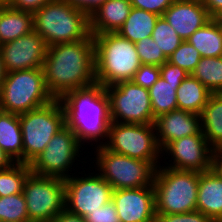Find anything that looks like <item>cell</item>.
Wrapping results in <instances>:
<instances>
[{
    "label": "cell",
    "mask_w": 222,
    "mask_h": 222,
    "mask_svg": "<svg viewBox=\"0 0 222 222\" xmlns=\"http://www.w3.org/2000/svg\"><path fill=\"white\" fill-rule=\"evenodd\" d=\"M45 84L54 99L96 83L93 35L87 39L47 46L43 63Z\"/></svg>",
    "instance_id": "6da1fadb"
},
{
    "label": "cell",
    "mask_w": 222,
    "mask_h": 222,
    "mask_svg": "<svg viewBox=\"0 0 222 222\" xmlns=\"http://www.w3.org/2000/svg\"><path fill=\"white\" fill-rule=\"evenodd\" d=\"M60 100L65 109L66 124L72 128L80 144L83 147L85 143L103 146L111 123L109 98L104 87L95 83L72 90Z\"/></svg>",
    "instance_id": "7a4b0ae2"
},
{
    "label": "cell",
    "mask_w": 222,
    "mask_h": 222,
    "mask_svg": "<svg viewBox=\"0 0 222 222\" xmlns=\"http://www.w3.org/2000/svg\"><path fill=\"white\" fill-rule=\"evenodd\" d=\"M96 83L104 88L131 81L141 66L135 43L116 33L93 36Z\"/></svg>",
    "instance_id": "3957f363"
},
{
    "label": "cell",
    "mask_w": 222,
    "mask_h": 222,
    "mask_svg": "<svg viewBox=\"0 0 222 222\" xmlns=\"http://www.w3.org/2000/svg\"><path fill=\"white\" fill-rule=\"evenodd\" d=\"M33 15L34 30L47 46L80 41L91 35L89 16L65 0H52Z\"/></svg>",
    "instance_id": "277c9868"
},
{
    "label": "cell",
    "mask_w": 222,
    "mask_h": 222,
    "mask_svg": "<svg viewBox=\"0 0 222 222\" xmlns=\"http://www.w3.org/2000/svg\"><path fill=\"white\" fill-rule=\"evenodd\" d=\"M199 172L159 166L153 187L156 214H176L196 211Z\"/></svg>",
    "instance_id": "5b68a950"
},
{
    "label": "cell",
    "mask_w": 222,
    "mask_h": 222,
    "mask_svg": "<svg viewBox=\"0 0 222 222\" xmlns=\"http://www.w3.org/2000/svg\"><path fill=\"white\" fill-rule=\"evenodd\" d=\"M96 157L91 159L95 171L106 180L113 190L153 186L160 161H142L114 153L104 146L94 147ZM96 165V166H95ZM97 169V170H96Z\"/></svg>",
    "instance_id": "8992f818"
},
{
    "label": "cell",
    "mask_w": 222,
    "mask_h": 222,
    "mask_svg": "<svg viewBox=\"0 0 222 222\" xmlns=\"http://www.w3.org/2000/svg\"><path fill=\"white\" fill-rule=\"evenodd\" d=\"M43 68H32L6 73L0 89V110L22 114L50 104Z\"/></svg>",
    "instance_id": "52a82bcc"
},
{
    "label": "cell",
    "mask_w": 222,
    "mask_h": 222,
    "mask_svg": "<svg viewBox=\"0 0 222 222\" xmlns=\"http://www.w3.org/2000/svg\"><path fill=\"white\" fill-rule=\"evenodd\" d=\"M23 141V163L31 164L41 154L52 137L66 124V113L60 99L19 114Z\"/></svg>",
    "instance_id": "ba28073f"
},
{
    "label": "cell",
    "mask_w": 222,
    "mask_h": 222,
    "mask_svg": "<svg viewBox=\"0 0 222 222\" xmlns=\"http://www.w3.org/2000/svg\"><path fill=\"white\" fill-rule=\"evenodd\" d=\"M103 146L114 153L142 161H160L162 158L154 124L111 122Z\"/></svg>",
    "instance_id": "9c48e42d"
},
{
    "label": "cell",
    "mask_w": 222,
    "mask_h": 222,
    "mask_svg": "<svg viewBox=\"0 0 222 222\" xmlns=\"http://www.w3.org/2000/svg\"><path fill=\"white\" fill-rule=\"evenodd\" d=\"M29 222H51L65 209V181L54 176L30 173L24 183Z\"/></svg>",
    "instance_id": "30bf717a"
},
{
    "label": "cell",
    "mask_w": 222,
    "mask_h": 222,
    "mask_svg": "<svg viewBox=\"0 0 222 222\" xmlns=\"http://www.w3.org/2000/svg\"><path fill=\"white\" fill-rule=\"evenodd\" d=\"M110 107L111 122L154 124L149 89L122 81L104 88Z\"/></svg>",
    "instance_id": "8fae6325"
},
{
    "label": "cell",
    "mask_w": 222,
    "mask_h": 222,
    "mask_svg": "<svg viewBox=\"0 0 222 222\" xmlns=\"http://www.w3.org/2000/svg\"><path fill=\"white\" fill-rule=\"evenodd\" d=\"M81 147L72 128L66 125L52 137L45 150L30 164L31 172L66 179L71 176L70 174H75L69 171L76 170L72 167H75L77 157L80 159V155L83 154L84 148Z\"/></svg>",
    "instance_id": "7c38bea8"
},
{
    "label": "cell",
    "mask_w": 222,
    "mask_h": 222,
    "mask_svg": "<svg viewBox=\"0 0 222 222\" xmlns=\"http://www.w3.org/2000/svg\"><path fill=\"white\" fill-rule=\"evenodd\" d=\"M78 172L64 179L65 181V208L81 217L94 212L112 200V187L98 173ZM79 174H84V176ZM94 174V175H93Z\"/></svg>",
    "instance_id": "4fadbf2b"
},
{
    "label": "cell",
    "mask_w": 222,
    "mask_h": 222,
    "mask_svg": "<svg viewBox=\"0 0 222 222\" xmlns=\"http://www.w3.org/2000/svg\"><path fill=\"white\" fill-rule=\"evenodd\" d=\"M213 148L208 144L202 130L197 135L182 137L168 143L162 150L166 167L178 170L206 172L211 169ZM171 156V158L169 157ZM173 160V161H172Z\"/></svg>",
    "instance_id": "5bb4252c"
},
{
    "label": "cell",
    "mask_w": 222,
    "mask_h": 222,
    "mask_svg": "<svg viewBox=\"0 0 222 222\" xmlns=\"http://www.w3.org/2000/svg\"><path fill=\"white\" fill-rule=\"evenodd\" d=\"M47 51L43 37L35 30L0 45L6 73L32 68H42Z\"/></svg>",
    "instance_id": "9a60e30c"
},
{
    "label": "cell",
    "mask_w": 222,
    "mask_h": 222,
    "mask_svg": "<svg viewBox=\"0 0 222 222\" xmlns=\"http://www.w3.org/2000/svg\"><path fill=\"white\" fill-rule=\"evenodd\" d=\"M112 201L120 222H155L153 186L113 190Z\"/></svg>",
    "instance_id": "2e32d148"
},
{
    "label": "cell",
    "mask_w": 222,
    "mask_h": 222,
    "mask_svg": "<svg viewBox=\"0 0 222 222\" xmlns=\"http://www.w3.org/2000/svg\"><path fill=\"white\" fill-rule=\"evenodd\" d=\"M162 16L183 40L212 19L202 0H174Z\"/></svg>",
    "instance_id": "e0dca14e"
},
{
    "label": "cell",
    "mask_w": 222,
    "mask_h": 222,
    "mask_svg": "<svg viewBox=\"0 0 222 222\" xmlns=\"http://www.w3.org/2000/svg\"><path fill=\"white\" fill-rule=\"evenodd\" d=\"M157 142L162 150L168 143L201 131L200 115L185 110H172L154 121Z\"/></svg>",
    "instance_id": "ac0fdd59"
},
{
    "label": "cell",
    "mask_w": 222,
    "mask_h": 222,
    "mask_svg": "<svg viewBox=\"0 0 222 222\" xmlns=\"http://www.w3.org/2000/svg\"><path fill=\"white\" fill-rule=\"evenodd\" d=\"M130 0H106L90 16L91 34L116 33L130 15Z\"/></svg>",
    "instance_id": "d6986e66"
},
{
    "label": "cell",
    "mask_w": 222,
    "mask_h": 222,
    "mask_svg": "<svg viewBox=\"0 0 222 222\" xmlns=\"http://www.w3.org/2000/svg\"><path fill=\"white\" fill-rule=\"evenodd\" d=\"M196 210L214 222H222V178L212 169L199 172Z\"/></svg>",
    "instance_id": "ffe728a7"
},
{
    "label": "cell",
    "mask_w": 222,
    "mask_h": 222,
    "mask_svg": "<svg viewBox=\"0 0 222 222\" xmlns=\"http://www.w3.org/2000/svg\"><path fill=\"white\" fill-rule=\"evenodd\" d=\"M34 30V15L13 9L0 7V45L16 40Z\"/></svg>",
    "instance_id": "44dd1931"
},
{
    "label": "cell",
    "mask_w": 222,
    "mask_h": 222,
    "mask_svg": "<svg viewBox=\"0 0 222 222\" xmlns=\"http://www.w3.org/2000/svg\"><path fill=\"white\" fill-rule=\"evenodd\" d=\"M201 130L213 149L222 148V93H212L200 114Z\"/></svg>",
    "instance_id": "7402d4cb"
},
{
    "label": "cell",
    "mask_w": 222,
    "mask_h": 222,
    "mask_svg": "<svg viewBox=\"0 0 222 222\" xmlns=\"http://www.w3.org/2000/svg\"><path fill=\"white\" fill-rule=\"evenodd\" d=\"M0 148L14 162L23 163V141L19 115L0 110Z\"/></svg>",
    "instance_id": "603a6c76"
},
{
    "label": "cell",
    "mask_w": 222,
    "mask_h": 222,
    "mask_svg": "<svg viewBox=\"0 0 222 222\" xmlns=\"http://www.w3.org/2000/svg\"><path fill=\"white\" fill-rule=\"evenodd\" d=\"M187 41L194 46L201 57L222 56V26L215 18L197 29Z\"/></svg>",
    "instance_id": "cb8c5ba5"
},
{
    "label": "cell",
    "mask_w": 222,
    "mask_h": 222,
    "mask_svg": "<svg viewBox=\"0 0 222 222\" xmlns=\"http://www.w3.org/2000/svg\"><path fill=\"white\" fill-rule=\"evenodd\" d=\"M212 93L191 74L177 89L178 109L200 115Z\"/></svg>",
    "instance_id": "d4e9b609"
},
{
    "label": "cell",
    "mask_w": 222,
    "mask_h": 222,
    "mask_svg": "<svg viewBox=\"0 0 222 222\" xmlns=\"http://www.w3.org/2000/svg\"><path fill=\"white\" fill-rule=\"evenodd\" d=\"M158 18L159 16L154 13L132 7L130 15L117 33L132 43H136L143 38L151 37Z\"/></svg>",
    "instance_id": "484cf974"
},
{
    "label": "cell",
    "mask_w": 222,
    "mask_h": 222,
    "mask_svg": "<svg viewBox=\"0 0 222 222\" xmlns=\"http://www.w3.org/2000/svg\"><path fill=\"white\" fill-rule=\"evenodd\" d=\"M182 83L166 82L161 77L149 89L153 117L178 109L177 89Z\"/></svg>",
    "instance_id": "4316f807"
},
{
    "label": "cell",
    "mask_w": 222,
    "mask_h": 222,
    "mask_svg": "<svg viewBox=\"0 0 222 222\" xmlns=\"http://www.w3.org/2000/svg\"><path fill=\"white\" fill-rule=\"evenodd\" d=\"M191 75L211 93H222V56L201 57Z\"/></svg>",
    "instance_id": "83f0119b"
},
{
    "label": "cell",
    "mask_w": 222,
    "mask_h": 222,
    "mask_svg": "<svg viewBox=\"0 0 222 222\" xmlns=\"http://www.w3.org/2000/svg\"><path fill=\"white\" fill-rule=\"evenodd\" d=\"M30 173V164L19 162L0 170V197L23 193L24 183Z\"/></svg>",
    "instance_id": "f1b7e54d"
},
{
    "label": "cell",
    "mask_w": 222,
    "mask_h": 222,
    "mask_svg": "<svg viewBox=\"0 0 222 222\" xmlns=\"http://www.w3.org/2000/svg\"><path fill=\"white\" fill-rule=\"evenodd\" d=\"M151 37L167 58H169L184 41L163 16H159L157 19Z\"/></svg>",
    "instance_id": "f546056e"
},
{
    "label": "cell",
    "mask_w": 222,
    "mask_h": 222,
    "mask_svg": "<svg viewBox=\"0 0 222 222\" xmlns=\"http://www.w3.org/2000/svg\"><path fill=\"white\" fill-rule=\"evenodd\" d=\"M0 221L29 222L23 193L0 197Z\"/></svg>",
    "instance_id": "4dcf8cb0"
},
{
    "label": "cell",
    "mask_w": 222,
    "mask_h": 222,
    "mask_svg": "<svg viewBox=\"0 0 222 222\" xmlns=\"http://www.w3.org/2000/svg\"><path fill=\"white\" fill-rule=\"evenodd\" d=\"M200 59L201 56L194 46L187 40H184L167 59V62L184 69L190 75L196 68Z\"/></svg>",
    "instance_id": "1f68e13d"
},
{
    "label": "cell",
    "mask_w": 222,
    "mask_h": 222,
    "mask_svg": "<svg viewBox=\"0 0 222 222\" xmlns=\"http://www.w3.org/2000/svg\"><path fill=\"white\" fill-rule=\"evenodd\" d=\"M141 64L162 66L167 62V57L159 49L152 37L143 38L135 43Z\"/></svg>",
    "instance_id": "d6a6232c"
},
{
    "label": "cell",
    "mask_w": 222,
    "mask_h": 222,
    "mask_svg": "<svg viewBox=\"0 0 222 222\" xmlns=\"http://www.w3.org/2000/svg\"><path fill=\"white\" fill-rule=\"evenodd\" d=\"M160 77L158 66L141 64L131 81L143 88L150 89Z\"/></svg>",
    "instance_id": "836d02e7"
},
{
    "label": "cell",
    "mask_w": 222,
    "mask_h": 222,
    "mask_svg": "<svg viewBox=\"0 0 222 222\" xmlns=\"http://www.w3.org/2000/svg\"><path fill=\"white\" fill-rule=\"evenodd\" d=\"M155 222H214L200 211L176 214H156Z\"/></svg>",
    "instance_id": "e575fe53"
},
{
    "label": "cell",
    "mask_w": 222,
    "mask_h": 222,
    "mask_svg": "<svg viewBox=\"0 0 222 222\" xmlns=\"http://www.w3.org/2000/svg\"><path fill=\"white\" fill-rule=\"evenodd\" d=\"M86 222H120L114 202L111 200L85 217Z\"/></svg>",
    "instance_id": "d590c367"
},
{
    "label": "cell",
    "mask_w": 222,
    "mask_h": 222,
    "mask_svg": "<svg viewBox=\"0 0 222 222\" xmlns=\"http://www.w3.org/2000/svg\"><path fill=\"white\" fill-rule=\"evenodd\" d=\"M133 8H139L162 16L174 0H130Z\"/></svg>",
    "instance_id": "8d00e7d4"
},
{
    "label": "cell",
    "mask_w": 222,
    "mask_h": 222,
    "mask_svg": "<svg viewBox=\"0 0 222 222\" xmlns=\"http://www.w3.org/2000/svg\"><path fill=\"white\" fill-rule=\"evenodd\" d=\"M160 68L161 78L166 82L182 83L189 74L182 68L165 62Z\"/></svg>",
    "instance_id": "74e56055"
},
{
    "label": "cell",
    "mask_w": 222,
    "mask_h": 222,
    "mask_svg": "<svg viewBox=\"0 0 222 222\" xmlns=\"http://www.w3.org/2000/svg\"><path fill=\"white\" fill-rule=\"evenodd\" d=\"M50 1L52 0H10L9 7L34 14Z\"/></svg>",
    "instance_id": "f35d334b"
},
{
    "label": "cell",
    "mask_w": 222,
    "mask_h": 222,
    "mask_svg": "<svg viewBox=\"0 0 222 222\" xmlns=\"http://www.w3.org/2000/svg\"><path fill=\"white\" fill-rule=\"evenodd\" d=\"M70 5L83 11L90 16L96 11L106 0H65Z\"/></svg>",
    "instance_id": "ab89813d"
},
{
    "label": "cell",
    "mask_w": 222,
    "mask_h": 222,
    "mask_svg": "<svg viewBox=\"0 0 222 222\" xmlns=\"http://www.w3.org/2000/svg\"><path fill=\"white\" fill-rule=\"evenodd\" d=\"M51 222H86L84 217L69 212L66 208L57 214Z\"/></svg>",
    "instance_id": "60d3db41"
},
{
    "label": "cell",
    "mask_w": 222,
    "mask_h": 222,
    "mask_svg": "<svg viewBox=\"0 0 222 222\" xmlns=\"http://www.w3.org/2000/svg\"><path fill=\"white\" fill-rule=\"evenodd\" d=\"M211 169L222 178V148L213 149Z\"/></svg>",
    "instance_id": "b9f144b4"
},
{
    "label": "cell",
    "mask_w": 222,
    "mask_h": 222,
    "mask_svg": "<svg viewBox=\"0 0 222 222\" xmlns=\"http://www.w3.org/2000/svg\"><path fill=\"white\" fill-rule=\"evenodd\" d=\"M208 14L215 18L222 10V0H202Z\"/></svg>",
    "instance_id": "7bdbcfd3"
},
{
    "label": "cell",
    "mask_w": 222,
    "mask_h": 222,
    "mask_svg": "<svg viewBox=\"0 0 222 222\" xmlns=\"http://www.w3.org/2000/svg\"><path fill=\"white\" fill-rule=\"evenodd\" d=\"M14 163L12 158L0 148V170L9 168Z\"/></svg>",
    "instance_id": "ee69618b"
},
{
    "label": "cell",
    "mask_w": 222,
    "mask_h": 222,
    "mask_svg": "<svg viewBox=\"0 0 222 222\" xmlns=\"http://www.w3.org/2000/svg\"><path fill=\"white\" fill-rule=\"evenodd\" d=\"M5 77H6V71H5V68L3 65V59H2V56L0 53V89H1V86H2V83L5 79Z\"/></svg>",
    "instance_id": "f6af8a7d"
},
{
    "label": "cell",
    "mask_w": 222,
    "mask_h": 222,
    "mask_svg": "<svg viewBox=\"0 0 222 222\" xmlns=\"http://www.w3.org/2000/svg\"><path fill=\"white\" fill-rule=\"evenodd\" d=\"M10 0H0V7L9 6Z\"/></svg>",
    "instance_id": "bcb514c9"
},
{
    "label": "cell",
    "mask_w": 222,
    "mask_h": 222,
    "mask_svg": "<svg viewBox=\"0 0 222 222\" xmlns=\"http://www.w3.org/2000/svg\"><path fill=\"white\" fill-rule=\"evenodd\" d=\"M215 19H216L218 22H222V10L217 14V16L215 17Z\"/></svg>",
    "instance_id": "7dc6e473"
}]
</instances>
